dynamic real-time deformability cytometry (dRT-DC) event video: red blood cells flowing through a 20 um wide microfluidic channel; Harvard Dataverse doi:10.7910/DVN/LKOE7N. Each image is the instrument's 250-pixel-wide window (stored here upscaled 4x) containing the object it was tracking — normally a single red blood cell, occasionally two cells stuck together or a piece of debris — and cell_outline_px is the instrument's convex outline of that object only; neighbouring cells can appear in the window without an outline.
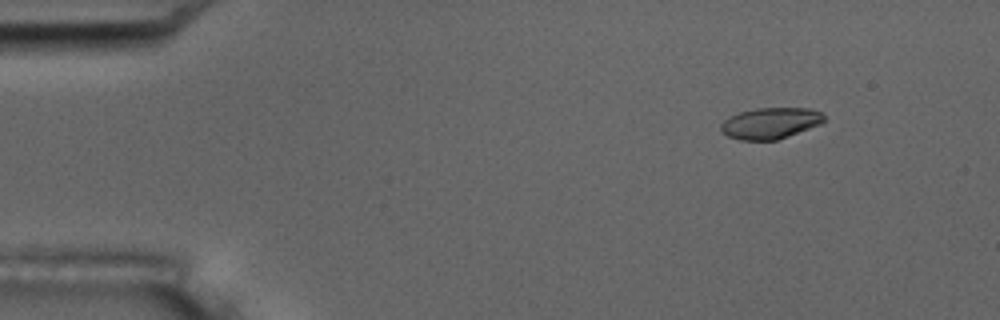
{"species": "common noctule bat (a hibernating species)", "species_latin": "Nyctalus noctula", "temperature_condition": "room temperature", "stored_images_in_passage": 5, "camera_frame_rate_fps": 3000, "um_per_image_px": 0.085, "animal": {"sex": "male", "body_mass_g": 17.5, "forearm_length_mm": 52.3}, "frame": {"image": 1, "passage_image": 2, "time_ms": 1.333, "image_size_px": [1000, 320], "cell_outline_px": [[828, 120], [820, 124], [788, 136], [776, 140], [740, 140], [728, 136], [720, 128], [720, 124], [728, 116], [740, 112], [756, 108], [812, 108], [824, 112]], "centroid_in_image_um": [65.53, 10.45], "position_along_channel_um": 19.5, "area_um2": 18.96}}
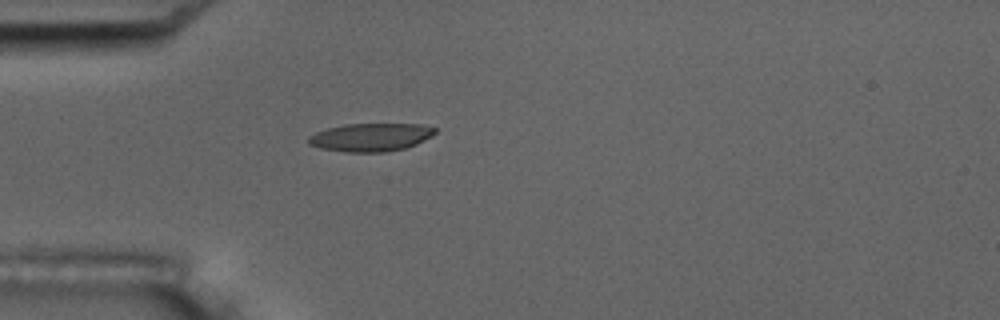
{"frame": {"image": 2, "passage_image": 5, "time_ms": 4.667, "image_size_px": [1000, 320], "cell_outline_px": [[436, 132], [432, 136], [416, 144], [404, 148], [384, 152], [344, 152], [320, 148], [308, 144], [308, 136], [316, 132], [328, 128], [344, 124], [424, 124], [436, 128]], "centroid_in_image_um": [31.51, 11.66], "position_along_channel_um": 53.5, "area_um2": 20.81}}